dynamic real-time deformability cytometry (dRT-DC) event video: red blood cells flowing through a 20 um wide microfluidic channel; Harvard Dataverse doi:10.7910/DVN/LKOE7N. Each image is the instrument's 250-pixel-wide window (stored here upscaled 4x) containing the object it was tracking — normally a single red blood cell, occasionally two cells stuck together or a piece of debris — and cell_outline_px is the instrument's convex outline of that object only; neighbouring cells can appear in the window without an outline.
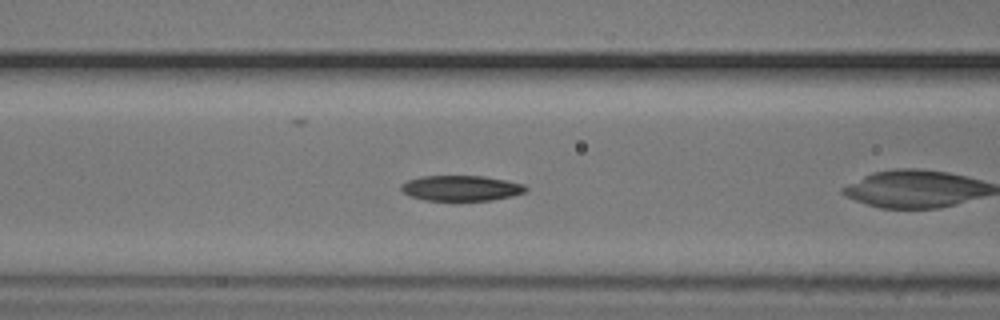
{"species": "common noctule bat (a hibernating species)", "species_latin": "Nyctalus noctula", "temperature_condition": "cold", "stored_images_in_passage": 40, "camera_frame_rate_fps": 3000, "um_per_image_px": 0.085, "animal": {"sex": "male", "body_mass_g": 20.5, "forearm_length_mm": 52.5}, "frame": {"image": 1, "passage_image": 7, "time_ms": 2.0, "image_size_px": [1000, 320], "cell_outline_px": [[528, 188], [524, 192], [512, 196], [492, 200], [424, 200], [412, 196], [404, 192], [400, 188], [400, 184], [408, 180], [420, 176], [484, 176], [524, 184]], "centroid_in_image_um": [39.19, 15.99], "position_along_channel_um": 127.4, "area_um2": 18.32}}
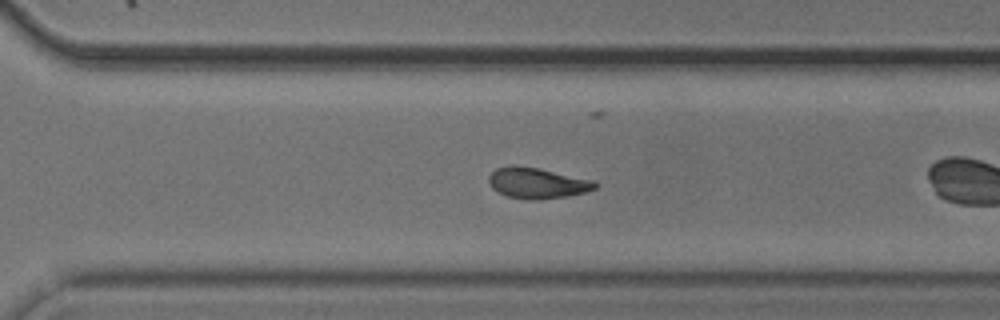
{"frame": {"image": 2, "passage_image": 23, "time_ms": 7.333, "image_size_px": [1000, 320], "cell_outline_px": [[596, 188], [588, 192], [568, 196], [540, 200], [528, 200], [508, 196], [496, 192], [488, 184], [488, 176], [496, 168], [512, 164], [516, 164], [540, 168], [596, 180]], "centroid_in_image_um": [45.66, 15.55], "position_along_channel_um": 324.9, "area_um2": 19.65}, "authors_computed_cell_mechanics": {"area_um2": 18.8717, "velocity_mm_per_s": 3.7101, "shape_relaxation_time_tau1_ms": 4.0591, "shape_relaxation_time_tau2_ms": 1.8792, "deformation_change_tau1": 0.1391, "deformation_change_tau2": 0.0779}}